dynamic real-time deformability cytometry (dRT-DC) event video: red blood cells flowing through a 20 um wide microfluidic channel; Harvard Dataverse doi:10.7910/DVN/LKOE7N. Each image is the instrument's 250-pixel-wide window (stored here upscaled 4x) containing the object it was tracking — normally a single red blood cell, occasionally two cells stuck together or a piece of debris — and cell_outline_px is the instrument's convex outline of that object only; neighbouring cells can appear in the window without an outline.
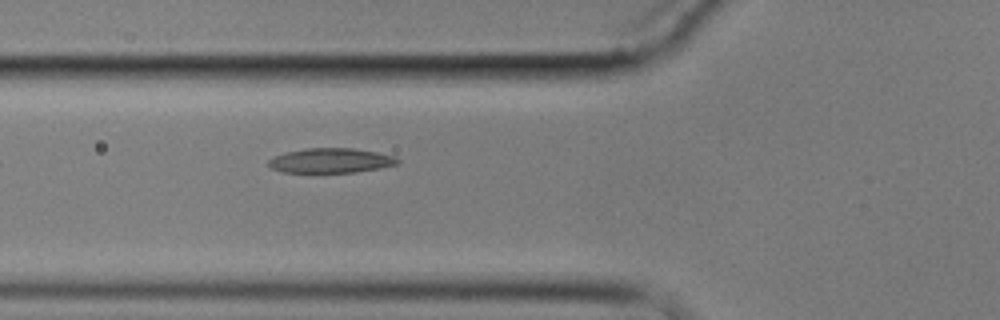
{"species": "common noctule bat (a hibernating species)", "species_latin": "Nyctalus noctula", "temperature_condition": "cold", "stored_images_in_passage": 2, "camera_frame_rate_fps": 3000, "um_per_image_px": 0.085, "animal": {"sex": "male", "body_mass_g": 17.9}, "frame": {"image": 1, "passage_image": 2, "time_ms": 2.0, "image_size_px": [1000, 320], "cell_outline_px": [[400, 164], [380, 168], [356, 172], [280, 172], [272, 168], [268, 164], [268, 160], [284, 152], [308, 148], [352, 148], [376, 152], [396, 156], [400, 160]], "centroid_in_image_um": [28.15, 13.65], "position_along_channel_um": 97.6, "area_um2": 18.61}}